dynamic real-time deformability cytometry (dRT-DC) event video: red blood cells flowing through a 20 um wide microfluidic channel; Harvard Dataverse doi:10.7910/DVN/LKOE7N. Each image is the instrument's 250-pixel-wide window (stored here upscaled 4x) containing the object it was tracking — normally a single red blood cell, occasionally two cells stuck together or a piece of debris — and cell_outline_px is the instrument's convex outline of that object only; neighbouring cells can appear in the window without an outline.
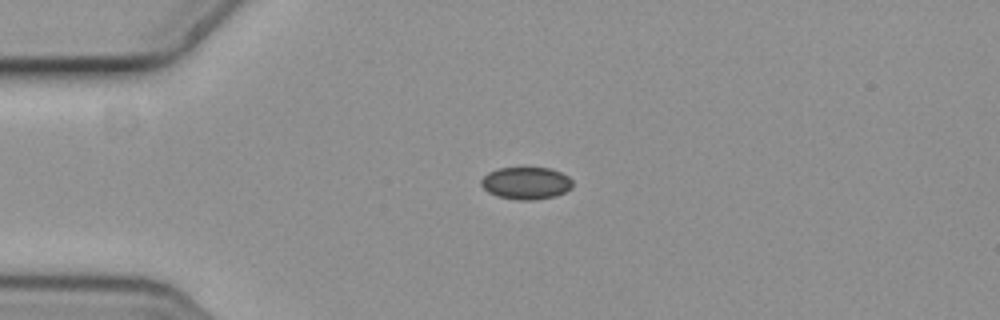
{"species": "common noctule bat (a hibernating species)", "species_latin": "Nyctalus noctula", "temperature_condition": "cold", "stored_images_in_passage": 3, "camera_frame_rate_fps": 3000, "um_per_image_px": 0.085, "animal": {"sex": "female", "body_mass_g": 19.3, "forearm_length_mm": 54.1}, "frame": {"image": 1, "passage_image": 1, "time_ms": 0.0, "image_size_px": [1000, 320], "cell_outline_px": [[572, 188], [556, 196], [536, 200], [516, 200], [496, 196], [488, 192], [480, 184], [480, 180], [488, 172], [496, 168], [552, 168], [568, 176], [572, 180]], "centroid_in_image_um": [44.71, 15.57], "position_along_channel_um": 40.3, "area_um2": 17.4}}
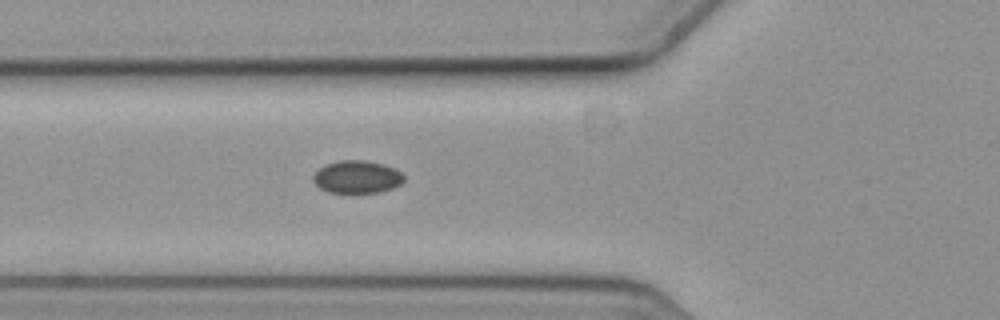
{"frame": {"image": 2, "passage_image": 3, "time_ms": 0.667, "image_size_px": [1000, 320], "cell_outline_px": [[404, 180], [400, 184], [392, 188], [380, 192], [352, 196], [328, 192], [320, 188], [312, 180], [312, 176], [324, 164], [340, 160], [364, 160], [384, 164], [400, 172], [404, 176]], "centroid_in_image_um": [30.31, 15.09], "position_along_channel_um": 95.5, "area_um2": 17.92}}